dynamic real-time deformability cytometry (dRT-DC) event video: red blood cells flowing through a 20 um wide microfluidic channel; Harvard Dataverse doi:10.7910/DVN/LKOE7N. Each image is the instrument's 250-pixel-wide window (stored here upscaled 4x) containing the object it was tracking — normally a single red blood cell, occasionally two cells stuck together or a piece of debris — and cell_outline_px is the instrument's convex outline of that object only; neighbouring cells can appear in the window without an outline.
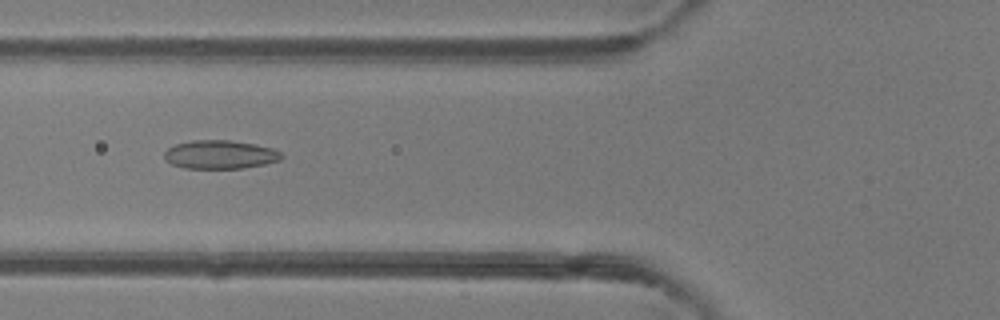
{"species": "common noctule bat (a hibernating species)", "species_latin": "Nyctalus noctula", "temperature_condition": "room temperature", "stored_images_in_passage": 37, "camera_frame_rate_fps": 3000, "um_per_image_px": 0.085, "animal": {"sex": "female"}, "frame": {"image": 1, "passage_image": 6, "time_ms": 1.667, "image_size_px": [1000, 320], "cell_outline_px": [[284, 156], [280, 160], [264, 164], [244, 168], [184, 168], [172, 164], [164, 160], [164, 152], [168, 148], [176, 144], [192, 140], [228, 140], [256, 144], [272, 148], [280, 152]], "centroid_in_image_um": [18.7, 13.13], "position_along_channel_um": 107.1, "area_um2": 19.54}}
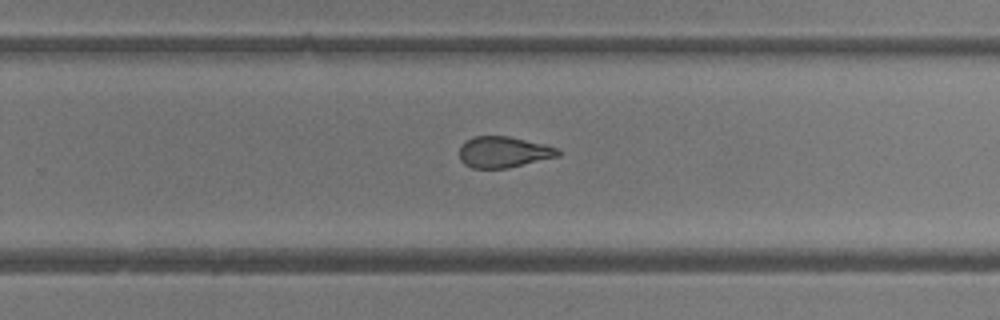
{"frame": {"image": 2, "passage_image": 19, "time_ms": 6.0, "image_size_px": [1000, 320], "cell_outline_px": [[560, 156], [508, 168], [472, 168], [464, 164], [460, 160], [460, 144], [476, 136], [508, 136], [544, 144], [556, 148], [560, 152]], "centroid_in_image_um": [42.79, 12.93], "position_along_channel_um": 287.0, "area_um2": 17.8}}
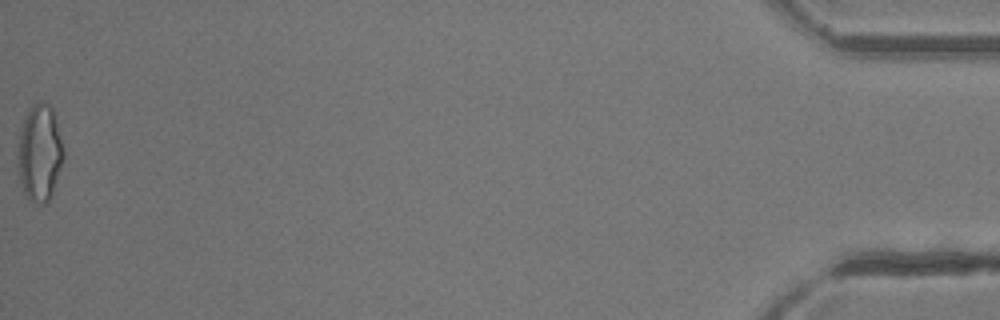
{"frame": {"image": 3, "passage_image": 37, "time_ms": 12.0, "image_size_px": [1000, 320], "cell_outline_px": [[64, 156], [52, 192], [48, 200], [44, 204], [32, 204], [28, 200], [24, 192], [20, 180], [20, 128], [28, 108], [32, 104], [48, 104], [52, 108], [64, 148]], "centroid_in_image_um": [3.39, 13.02], "position_along_channel_um": 431.8, "area_um2": 25.09}, "authors_computed_cell_mechanics": {"area_um2": 18.9006, "velocity_mm_per_s": 4.1553, "shape_relaxation_time_tau1_ms": null, "shape_relaxation_time_tau2_ms": 1.617, "deformation_change_tau1": null, "deformation_change_tau2": 0.0755}}